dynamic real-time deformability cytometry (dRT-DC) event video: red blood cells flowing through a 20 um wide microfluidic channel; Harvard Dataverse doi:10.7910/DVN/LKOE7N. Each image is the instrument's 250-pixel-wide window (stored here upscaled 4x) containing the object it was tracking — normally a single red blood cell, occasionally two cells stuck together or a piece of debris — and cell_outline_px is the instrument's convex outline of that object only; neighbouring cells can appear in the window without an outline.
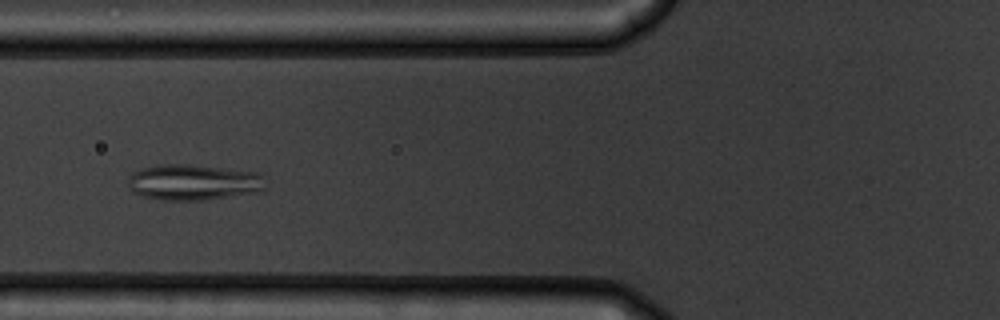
{"species": "common noctule bat (a hibernating species)", "species_latin": "Nyctalus noctula", "temperature_condition": "warm", "stored_images_in_passage": 46, "camera_frame_rate_fps": 3000, "um_per_image_px": 0.085, "animal": {"sex": "male", "body_mass_g": 19.5, "forearm_length_mm": 54.6}, "frame": {"image": 1, "passage_image": 13, "time_ms": 4.0, "image_size_px": [1000, 320], "cell_outline_px": [[264, 188], [260, 192], [200, 200], [164, 200], [144, 196], [132, 192], [128, 184], [128, 180], [132, 172], [140, 168], [160, 164], [188, 164], [256, 172], [264, 176]], "centroid_in_image_um": [16.42, 15.48], "position_along_channel_um": 109.4, "area_um2": 28.67}}
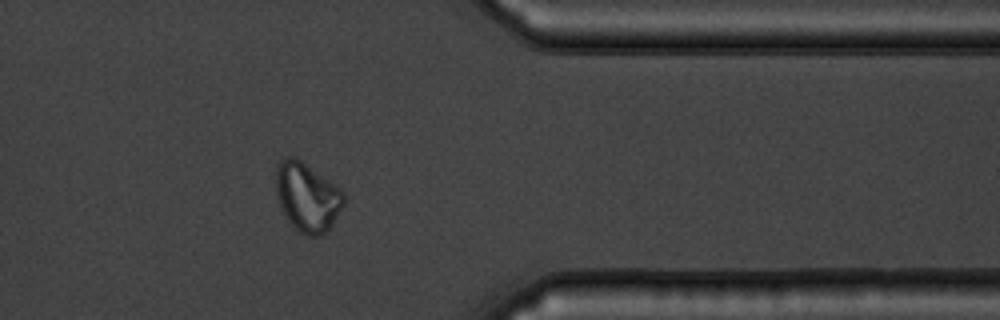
{"frame": {"image": 2, "passage_image": 36, "time_ms": 11.667, "image_size_px": [1000, 320], "cell_outline_px": [[344, 204], [332, 224], [320, 236], [308, 236], [300, 232], [288, 220], [276, 196], [276, 164], [284, 156], [292, 156], [300, 160], [340, 188], [344, 192]], "centroid_in_image_um": [26.1, 16.72], "position_along_channel_um": 385.3, "area_um2": 26.93}}
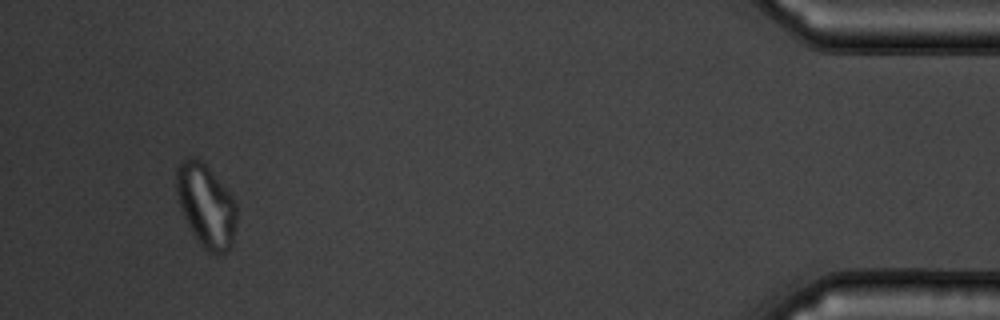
{"frame": {"image": 3, "passage_image": 43, "time_ms": 14.0, "image_size_px": [1000, 320], "cell_outline_px": [[236, 220], [232, 248], [216, 256], [208, 252], [200, 244], [192, 232], [184, 216], [176, 192], [176, 168], [180, 160], [192, 156], [200, 160], [208, 168], [232, 196], [236, 204]], "centroid_in_image_um": [17.51, 17.49], "position_along_channel_um": 417.7, "area_um2": 29.02}, "authors_computed_cell_mechanics": {"area_um2": 26.8481, "velocity_mm_per_s": 3.7478, "shape_relaxation_time_tau1_ms": null, "shape_relaxation_time_tau2_ms": 0.994, "deformation_change_tau1": null, "deformation_change_tau2": 0.0534}}